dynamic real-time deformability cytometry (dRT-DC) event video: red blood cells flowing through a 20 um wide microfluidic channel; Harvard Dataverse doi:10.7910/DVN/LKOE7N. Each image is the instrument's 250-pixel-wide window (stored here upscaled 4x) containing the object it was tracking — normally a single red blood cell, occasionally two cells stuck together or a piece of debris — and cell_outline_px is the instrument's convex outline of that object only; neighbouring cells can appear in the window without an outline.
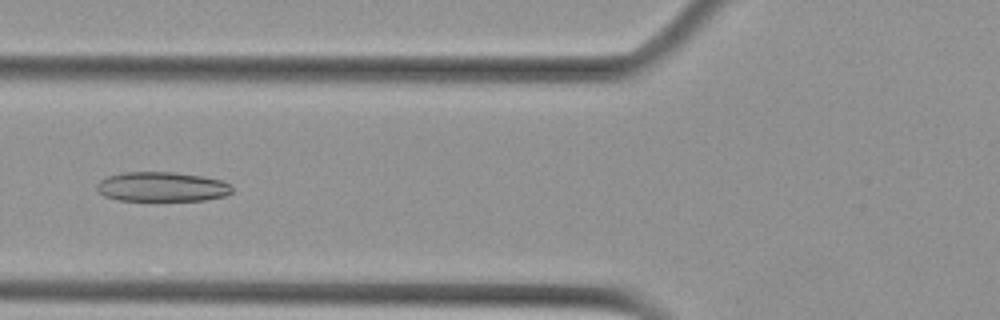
{"species": "Egyptian fruit bat (a non-hibernating species)", "species_latin": "Rousettus aegyptiacus", "temperature_condition": "cold", "stored_images_in_passage": 39, "camera_frame_rate_fps": 3000, "um_per_image_px": 0.085, "animal": {"sex": "female"}, "frame": {"image": 1, "passage_image": 13, "time_ms": 4.0, "image_size_px": [1000, 320], "cell_outline_px": [[232, 192], [224, 196], [204, 200], [120, 200], [104, 196], [96, 188], [96, 184], [100, 180], [108, 176], [124, 172], [172, 172], [200, 176], [220, 180], [228, 184], [232, 188]], "centroid_in_image_um": [13.73, 15.87], "position_along_channel_um": 112.1, "area_um2": 23.06}}
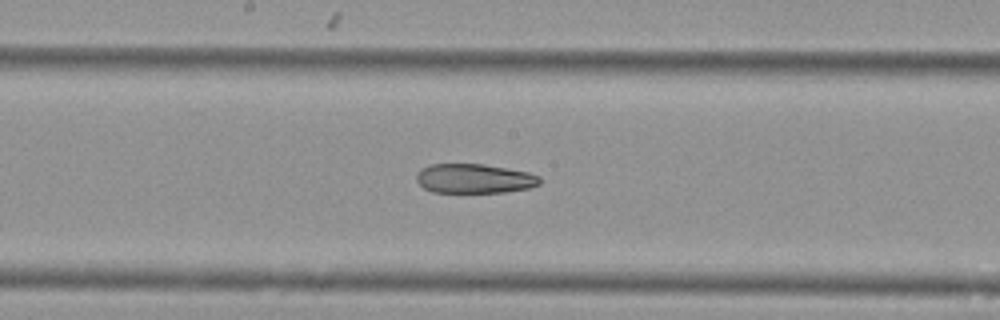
{"frame": {"image": 2, "passage_image": 21, "time_ms": 6.667, "image_size_px": [1000, 320], "cell_outline_px": [[540, 184], [528, 188], [504, 192], [432, 192], [424, 188], [416, 180], [416, 176], [420, 168], [432, 164], [484, 164], [528, 172], [540, 176]], "centroid_in_image_um": [40.3, 15.17], "position_along_channel_um": 207.9, "area_um2": 21.1}}
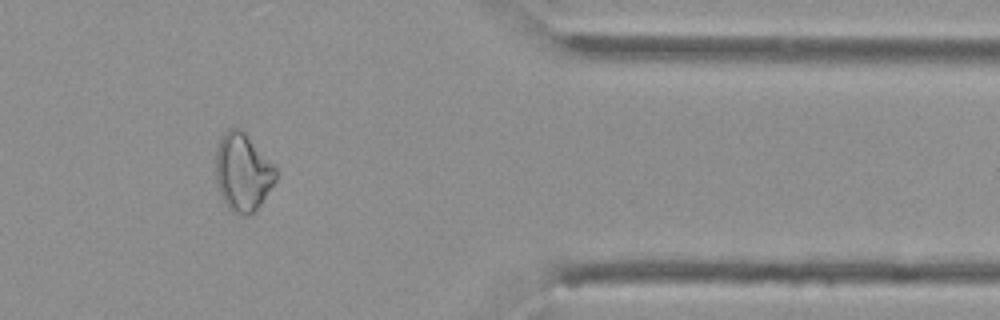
{"frame": {"image": 3, "passage_image": 38, "time_ms": 12.333, "image_size_px": [1000, 320], "cell_outline_px": [[276, 180], [256, 212], [244, 216], [240, 216], [232, 212], [224, 204], [216, 184], [216, 152], [220, 136], [228, 128], [240, 128], [244, 132], [276, 168]], "centroid_in_image_um": [20.61, 14.68], "position_along_channel_um": 390.8, "area_um2": 27.4}, "authors_computed_cell_mechanics": {"area_um2": 23.409, "velocity_mm_per_s": 3.6035, "shape_relaxation_time_tau1_ms": null, "shape_relaxation_time_tau2_ms": 10.7461, "deformation_change_tau1": null, "deformation_change_tau2": 0.2142}}